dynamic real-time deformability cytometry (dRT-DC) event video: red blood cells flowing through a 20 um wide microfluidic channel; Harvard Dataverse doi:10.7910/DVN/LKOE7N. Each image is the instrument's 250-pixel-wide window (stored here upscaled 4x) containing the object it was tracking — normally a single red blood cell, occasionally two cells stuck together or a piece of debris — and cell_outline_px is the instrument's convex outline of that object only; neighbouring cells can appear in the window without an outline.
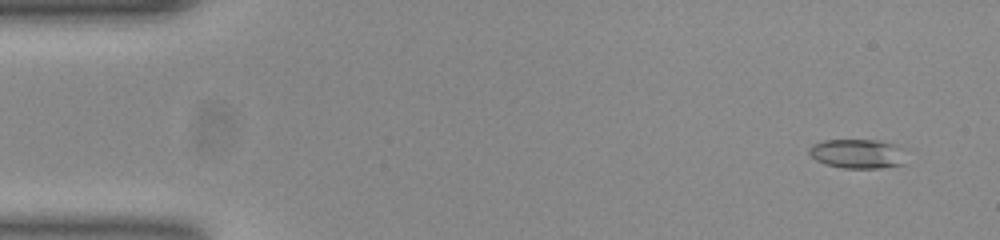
{"species": "common noctule bat (a hibernating species)", "species_latin": "Nyctalus noctula", "temperature_condition": "room temperature", "stored_images_in_passage": 53, "camera_frame_rate_fps": 3000, "um_per_image_px": 0.085, "animal": {"sex": "female", "body_mass_g": 23.0, "forearm_length_mm": 53.4}, "frame": {"image": 1, "passage_image": 4, "time_ms": 1.0, "image_size_px": [1000, 240], "cell_outline_px": [[908, 164], [880, 168], [840, 168], [824, 164], [816, 160], [808, 152], [808, 148], [812, 144], [824, 140], [876, 140], [892, 144], [896, 148]], "centroid_in_image_um": [72.81, 13.09], "position_along_channel_um": 12.2, "area_um2": 16.42}}
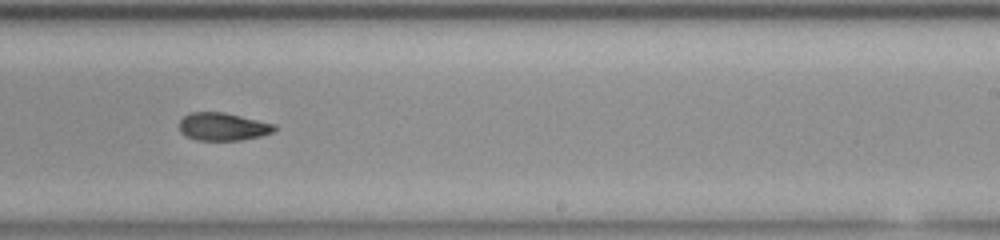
{"frame": {"image": 2, "passage_image": 33, "time_ms": 10.667, "image_size_px": [1000, 240], "cell_outline_px": [[276, 128], [272, 132], [260, 136], [240, 140], [200, 140], [188, 136], [180, 128], [180, 120], [184, 116], [192, 112], [224, 112], [276, 124]], "centroid_in_image_um": [18.99, 10.75], "position_along_channel_um": 270.0, "area_um2": 15.14}}
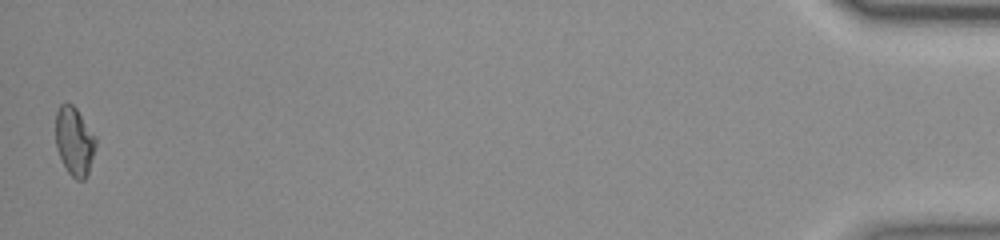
{"frame": {"image": 3, "passage_image": 53, "time_ms": 17.333, "image_size_px": [1000, 240], "cell_outline_px": [[96, 144], [88, 172], [84, 180], [76, 180], [68, 172], [60, 156], [56, 144], [56, 112], [60, 104], [72, 104], [76, 108], [96, 136]], "centroid_in_image_um": [6.33, 11.99], "position_along_channel_um": 428.9, "area_um2": 15.78}, "authors_computed_cell_mechanics": {"area_um2": 15.7216, "velocity_mm_per_s": 3.8697, "shape_relaxation_time_tau1_ms": 10.6694, "shape_relaxation_time_tau2_ms": 7.3856, "deformation_change_tau1": 0.2262, "deformation_change_tau2": 0.1118}}